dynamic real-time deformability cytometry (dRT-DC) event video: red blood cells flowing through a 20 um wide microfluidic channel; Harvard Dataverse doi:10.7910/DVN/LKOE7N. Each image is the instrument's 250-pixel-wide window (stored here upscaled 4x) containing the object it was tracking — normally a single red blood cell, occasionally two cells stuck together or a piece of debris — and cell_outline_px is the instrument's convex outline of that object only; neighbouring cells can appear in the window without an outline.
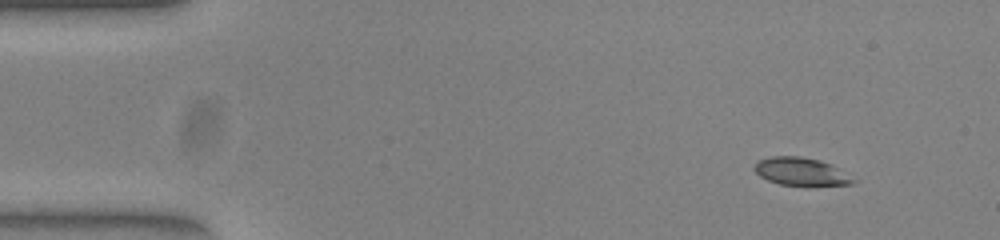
{"species": "common noctule bat (a hibernating species)", "species_latin": "Nyctalus noctula", "temperature_condition": "warm", "stored_images_in_passage": 49, "camera_frame_rate_fps": 3000, "um_per_image_px": 0.085, "animal": {"sex": "female", "body_mass_g": 23.0, "forearm_length_mm": 53.4}, "frame": {"image": 1, "passage_image": 1, "time_ms": 0.0, "image_size_px": [1000, 240], "cell_outline_px": [[860, 180], [852, 184], [780, 184], [768, 180], [760, 176], [752, 168], [760, 160], [772, 156], [800, 156], [820, 160], [832, 164], [840, 168]], "centroid_in_image_um": [68.15, 14.56], "position_along_channel_um": 16.8, "area_um2": 15.9}}
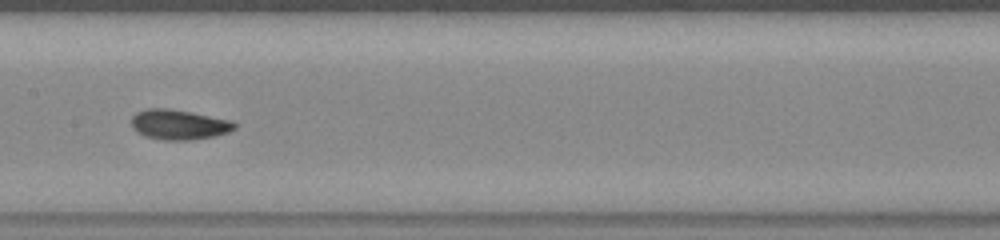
{"frame": {"image": 2, "passage_image": 22, "time_ms": 7.0, "image_size_px": [1000, 240], "cell_outline_px": [[236, 128], [228, 132], [216, 136], [192, 140], [164, 140], [144, 136], [136, 132], [132, 128], [132, 116], [136, 112], [148, 108], [168, 108], [192, 112], [232, 120], [236, 124]], "centroid_in_image_um": [15.21, 10.59], "position_along_channel_um": 192.2, "area_um2": 18.26}}
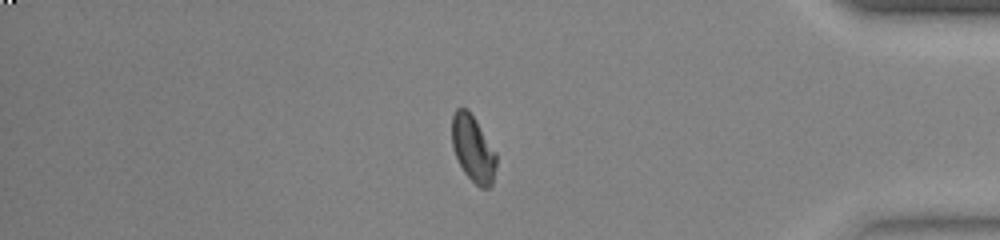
{"frame": {"image": 3, "passage_image": 40, "time_ms": 13.0, "image_size_px": [1000, 240], "cell_outline_px": [[496, 164], [492, 184], [488, 188], [480, 188], [464, 172], [452, 148], [452, 116], [456, 108], [468, 108], [476, 120], [496, 152]], "centroid_in_image_um": [40.2, 12.62], "position_along_channel_um": 395.0, "area_um2": 17.11}, "authors_computed_cell_mechanics": {"area_um2": 17.051, "velocity_mm_per_s": 3.9266, "shape_relaxation_time_tau1_ms": 4.9238, "shape_relaxation_time_tau2_ms": 4.3075, "deformation_change_tau1": 0.1515, "deformation_change_tau2": 0.0747}}